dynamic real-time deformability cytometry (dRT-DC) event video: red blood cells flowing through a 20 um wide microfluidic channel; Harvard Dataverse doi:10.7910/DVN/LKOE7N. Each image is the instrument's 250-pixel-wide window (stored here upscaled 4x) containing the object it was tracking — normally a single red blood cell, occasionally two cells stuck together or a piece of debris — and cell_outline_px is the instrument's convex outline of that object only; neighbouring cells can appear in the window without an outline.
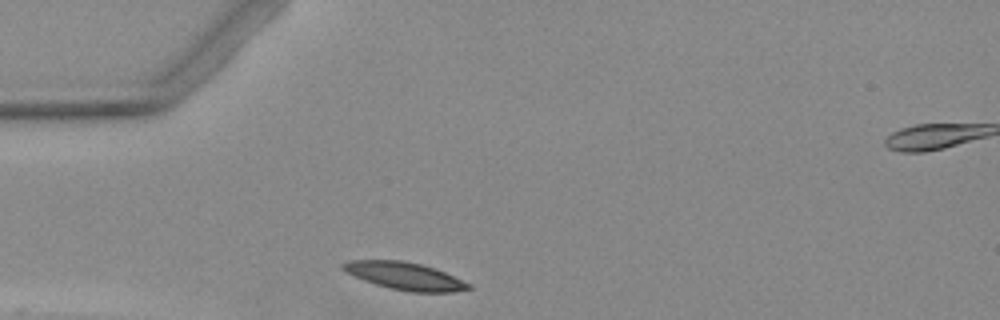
{"species": "Egyptian fruit bat (a non-hibernating species)", "species_latin": "Rousettus aegyptiacus", "temperature_condition": "warm", "stored_images_in_passage": 2, "camera_frame_rate_fps": 3000, "um_per_image_px": 0.085, "animal": {"sex": "female"}, "frame": {"image": 1, "passage_image": 1, "time_ms": 0.0, "image_size_px": [1000, 320], "cell_outline_px": [[472, 288], [452, 292], [412, 292], [388, 288], [364, 280], [340, 268], [340, 264], [348, 260], [404, 260], [420, 264], [444, 272], [472, 284]], "centroid_in_image_um": [34.4, 23.46], "position_along_channel_um": 50.6, "area_um2": 20.0}}